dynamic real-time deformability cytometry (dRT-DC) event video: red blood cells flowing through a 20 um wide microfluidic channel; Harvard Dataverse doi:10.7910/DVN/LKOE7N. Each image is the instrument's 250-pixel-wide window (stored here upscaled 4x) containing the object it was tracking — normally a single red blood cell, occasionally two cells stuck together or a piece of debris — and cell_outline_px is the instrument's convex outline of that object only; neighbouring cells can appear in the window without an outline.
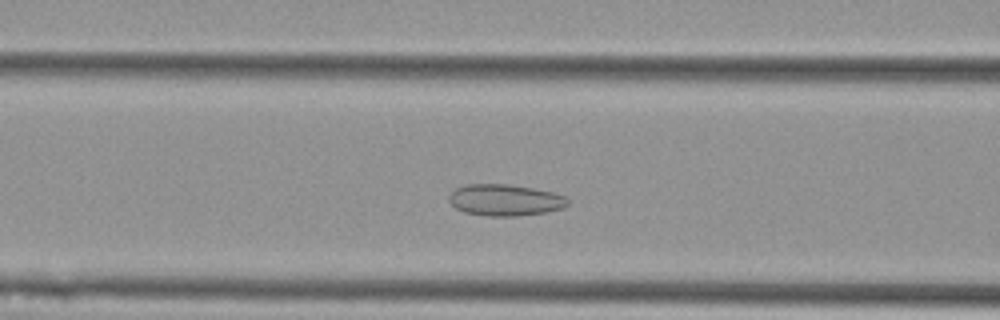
{"species": "Egyptian fruit bat (a non-hibernating species)", "species_latin": "Rousettus aegyptiacus", "temperature_condition": "cold", "stored_images_in_passage": 42, "camera_frame_rate_fps": 3000, "um_per_image_px": 0.085, "animal": {"sex": "female"}, "frame": {"image": 1, "passage_image": 7, "time_ms": 2.0, "image_size_px": [1000, 320], "cell_outline_px": [[568, 204], [564, 208], [544, 212], [520, 216], [488, 216], [464, 212], [456, 208], [448, 200], [448, 196], [456, 188], [464, 184], [508, 184], [532, 188], [552, 192], [564, 196], [568, 200]], "centroid_in_image_um": [42.91, 17.0], "position_along_channel_um": 123.7, "area_um2": 21.79}}
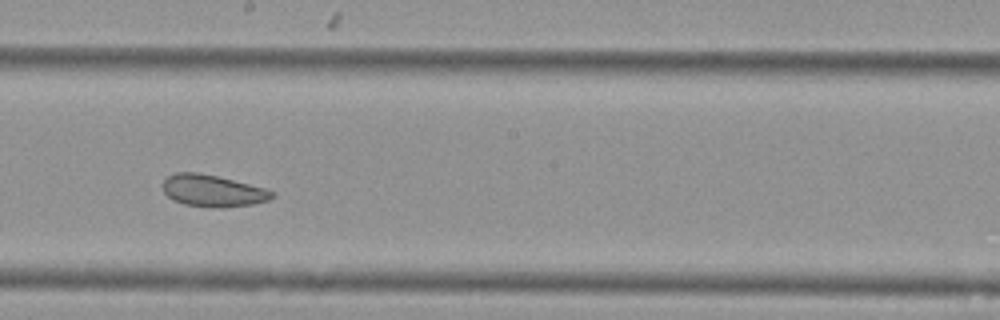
{"frame": {"image": 2, "passage_image": 16, "time_ms": 5.0, "image_size_px": [1000, 320], "cell_outline_px": [[276, 196], [268, 200], [252, 204], [220, 208], [208, 208], [184, 204], [172, 200], [164, 192], [164, 180], [168, 176], [176, 172], [200, 172], [264, 188], [276, 192]], "centroid_in_image_um": [18.08, 16.23], "position_along_channel_um": 230.1, "area_um2": 20.29}}
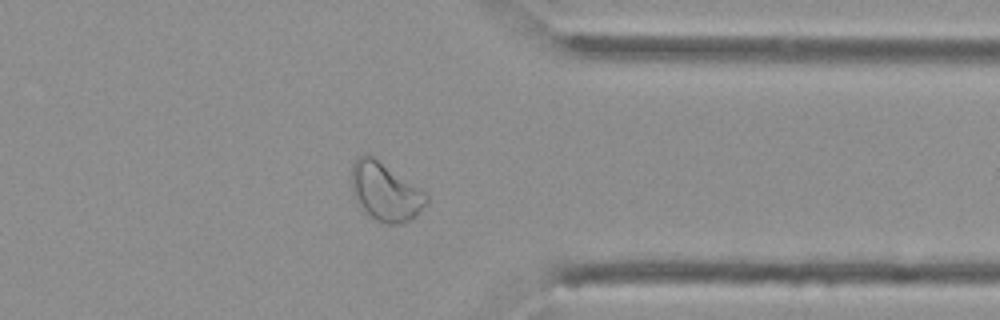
{"frame": {"image": 3, "passage_image": 29, "time_ms": 9.333, "image_size_px": [1000, 320], "cell_outline_px": [[428, 204], [412, 220], [400, 224], [384, 224], [376, 220], [356, 200], [352, 192], [352, 164], [356, 156], [372, 156], [428, 192]], "centroid_in_image_um": [32.82, 16.31], "position_along_channel_um": 378.6, "area_um2": 25.43}, "authors_computed_cell_mechanics": {"area_um2": 21.7906, "velocity_mm_per_s": 3.5657, "shape_relaxation_time_tau1_ms": null, "shape_relaxation_time_tau2_ms": 1.7955, "deformation_change_tau1": null, "deformation_change_tau2": 0.0621}}